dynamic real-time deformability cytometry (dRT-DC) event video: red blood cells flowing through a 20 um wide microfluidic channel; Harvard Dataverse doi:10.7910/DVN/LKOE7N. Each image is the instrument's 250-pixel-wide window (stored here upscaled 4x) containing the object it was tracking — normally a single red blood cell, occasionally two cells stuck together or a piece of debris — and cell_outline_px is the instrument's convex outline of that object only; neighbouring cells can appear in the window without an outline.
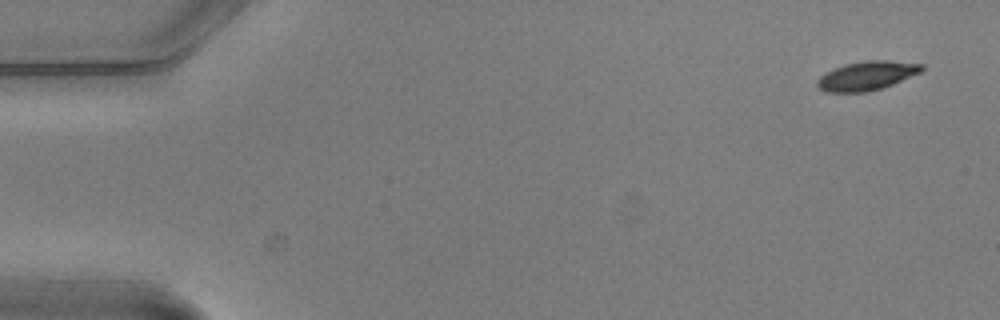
{"species": "common noctule bat (a hibernating species)", "species_latin": "Nyctalus noctula", "temperature_condition": "warm", "stored_images_in_passage": 5, "camera_frame_rate_fps": 3000, "um_per_image_px": 0.085, "animal": {"sex": "male", "body_mass_g": 20.5, "forearm_length_mm": 52.5}, "frame": {"image": 1, "passage_image": 1, "time_ms": 0.0, "image_size_px": [1000, 320], "cell_outline_px": [[924, 68], [920, 72], [892, 84], [880, 88], [864, 92], [824, 92], [816, 84], [816, 80], [824, 72], [832, 68], [844, 64], [864, 60], [888, 60], [924, 64]], "centroid_in_image_um": [73.63, 6.42], "position_along_channel_um": 11.4, "area_um2": 17.69}}
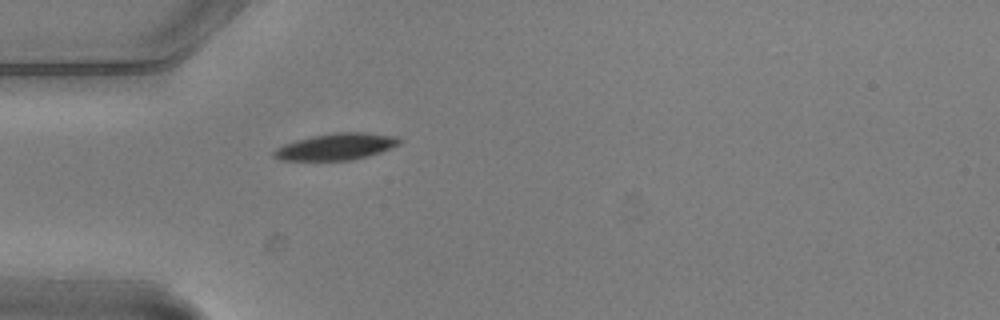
{"frame": {"image": 2, "passage_image": 5, "time_ms": 1.333, "image_size_px": [1000, 320], "cell_outline_px": [[404, 140], [400, 144], [392, 148], [368, 156], [352, 160], [280, 160], [272, 156], [272, 152], [276, 148], [284, 144], [296, 140], [312, 136], [336, 132], [364, 132], [396, 136]], "centroid_in_image_um": [28.6, 12.46], "position_along_channel_um": 56.4, "area_um2": 19.59}}